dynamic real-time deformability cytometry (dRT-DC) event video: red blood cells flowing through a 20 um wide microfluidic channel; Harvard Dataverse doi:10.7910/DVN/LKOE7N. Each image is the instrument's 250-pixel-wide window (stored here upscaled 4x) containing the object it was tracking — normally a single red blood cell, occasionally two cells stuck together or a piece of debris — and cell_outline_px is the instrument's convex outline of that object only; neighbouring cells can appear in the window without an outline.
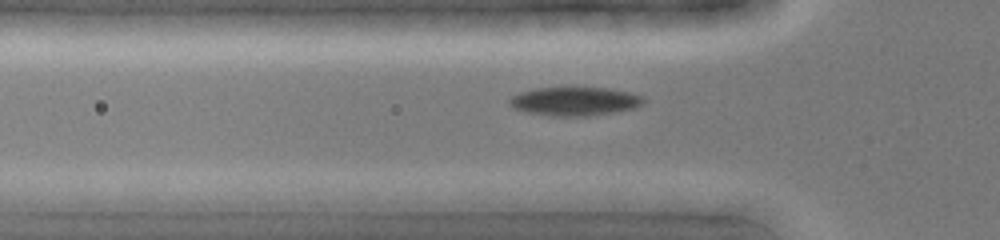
{"species": "common noctule bat (a hibernating species)", "species_latin": "Nyctalus noctula", "temperature_condition": "cold", "stored_images_in_passage": 31, "camera_frame_rate_fps": 3000, "um_per_image_px": 0.085, "animal": {"sex": "female", "body_mass_g": 19.0, "forearm_length_mm": 51.5}, "frame": {"image": 1, "passage_image": 2, "time_ms": 0.333, "image_size_px": [1000, 240], "cell_outline_px": [[644, 104], [636, 108], [588, 116], [552, 116], [528, 112], [512, 108], [508, 104], [508, 100], [512, 96], [520, 92], [536, 88], [608, 88], [628, 92], [644, 96]], "centroid_in_image_um": [48.85, 8.61], "position_along_channel_um": 77.0, "area_um2": 22.37}}
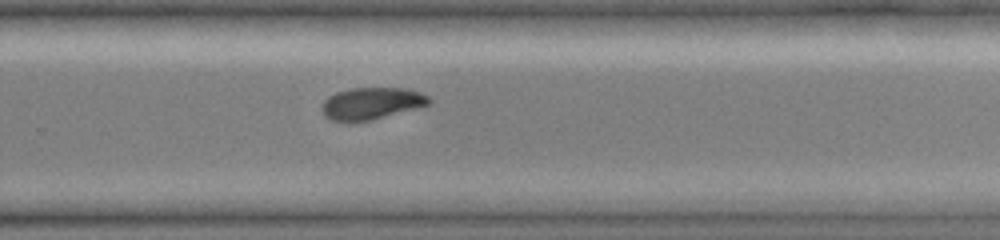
{"frame": {"image": 2, "passage_image": 17, "time_ms": 5.333, "image_size_px": [1000, 240], "cell_outline_px": [[432, 100], [428, 104], [368, 120], [332, 120], [324, 116], [324, 100], [328, 96], [336, 92], [352, 88], [404, 88], [420, 92], [428, 96]], "centroid_in_image_um": [31.57, 8.75], "position_along_channel_um": 298.2, "area_um2": 19.13}}
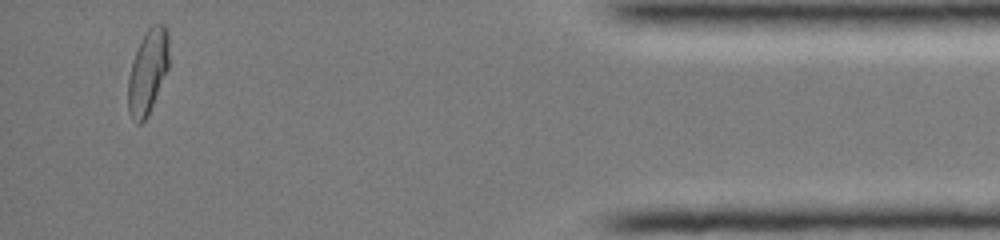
{"frame": {"image": 3, "passage_image": 29, "time_ms": 9.333, "image_size_px": [1000, 240], "cell_outline_px": [[168, 68], [148, 116], [140, 124], [136, 124], [128, 112], [128, 76], [132, 60], [140, 40], [148, 28], [152, 24], [164, 24], [168, 32]], "centroid_in_image_um": [12.54, 6.09], "position_along_channel_um": 422.7, "area_um2": 20.17}}